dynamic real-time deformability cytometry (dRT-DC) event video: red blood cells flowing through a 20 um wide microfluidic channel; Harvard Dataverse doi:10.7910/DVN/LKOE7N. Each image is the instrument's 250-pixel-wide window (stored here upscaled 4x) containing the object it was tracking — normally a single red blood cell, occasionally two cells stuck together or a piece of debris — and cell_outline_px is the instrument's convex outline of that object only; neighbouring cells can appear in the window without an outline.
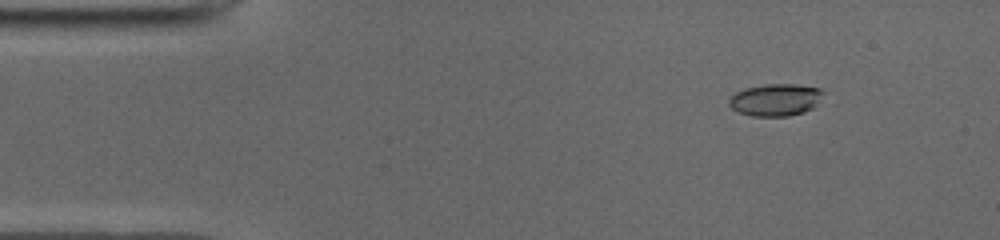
{"species": "common noctule bat (a hibernating species)", "species_latin": "Nyctalus noctula", "temperature_condition": "cold", "stored_images_in_passage": 47, "camera_frame_rate_fps": 3000, "um_per_image_px": 0.085, "animal": {"sex": "male", "body_mass_g": 19.0, "forearm_length_mm": 50.8}, "frame": {"image": 1, "passage_image": 2, "time_ms": 0.333, "image_size_px": [1000, 240], "cell_outline_px": [[824, 92], [816, 104], [812, 108], [804, 112], [788, 116], [752, 116], [740, 112], [732, 108], [728, 104], [728, 100], [736, 92], [744, 88], [768, 84], [796, 84], [820, 88]], "centroid_in_image_um": [65.91, 8.48], "position_along_channel_um": 19.1, "area_um2": 17.57}}
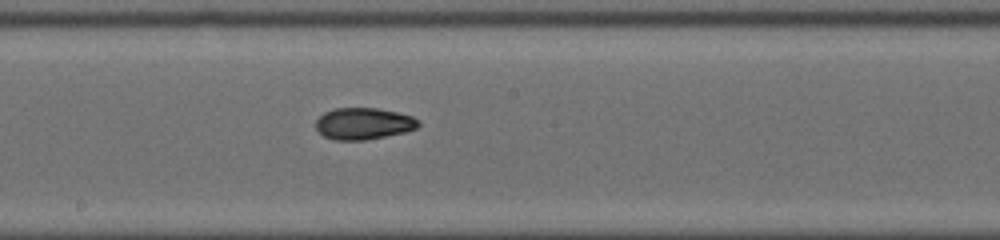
{"frame": {"image": 2, "passage_image": 23, "time_ms": 7.333, "image_size_px": [1000, 240], "cell_outline_px": [[420, 124], [416, 128], [404, 132], [364, 140], [336, 140], [324, 136], [316, 128], [316, 120], [324, 112], [336, 108], [376, 108], [396, 112], [412, 116], [420, 120]], "centroid_in_image_um": [30.9, 10.5], "position_along_channel_um": 217.3, "area_um2": 18.79}}
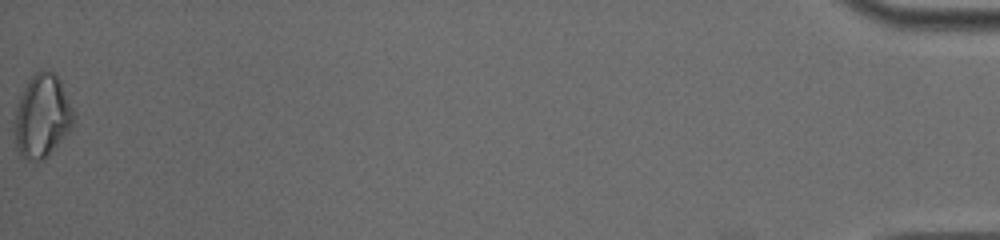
{"frame": {"image": 3, "passage_image": 47, "time_ms": 15.333, "image_size_px": [1000, 240], "cell_outline_px": [[72, 124], [60, 140], [36, 164], [20, 156], [16, 144], [12, 128], [12, 120], [20, 96], [28, 80], [36, 72], [52, 72], [60, 80], [72, 108]], "centroid_in_image_um": [3.49, 9.89], "position_along_channel_um": 431.7, "area_um2": 27.98}, "authors_computed_cell_mechanics": {"area_um2": 18.8428, "velocity_mm_per_s": 3.9624, "shape_relaxation_time_tau1_ms": null, "shape_relaxation_time_tau2_ms": 2.9269, "deformation_change_tau1": null, "deformation_change_tau2": 0.0757}}